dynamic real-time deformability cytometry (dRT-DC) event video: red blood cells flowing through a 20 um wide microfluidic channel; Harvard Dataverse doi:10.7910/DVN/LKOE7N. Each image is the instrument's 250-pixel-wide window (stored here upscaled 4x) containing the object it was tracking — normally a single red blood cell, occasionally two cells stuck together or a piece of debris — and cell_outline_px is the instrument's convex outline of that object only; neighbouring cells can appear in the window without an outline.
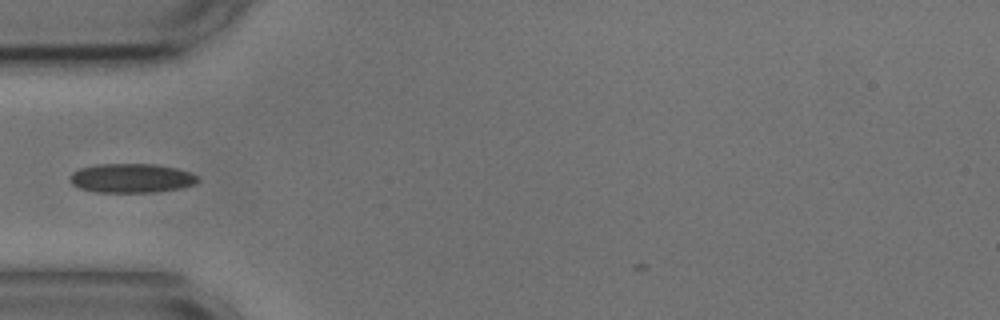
{"species": "common noctule bat (a hibernating species)", "species_latin": "Nyctalus noctula", "temperature_condition": "cold", "stored_images_in_passage": 7, "camera_frame_rate_fps": 3000, "um_per_image_px": 0.085, "animal": {"sex": "male", "body_mass_g": 17.9, "forearm_length_mm": 54.2}, "frame": {"image": 1, "passage_image": 4, "time_ms": 1.0, "image_size_px": [1000, 320], "cell_outline_px": [[200, 180], [196, 184], [180, 188], [152, 192], [96, 192], [80, 188], [72, 184], [68, 180], [68, 176], [72, 172], [80, 168], [96, 164], [156, 164], [176, 168], [200, 176]], "centroid_in_image_um": [11.16, 15.14], "position_along_channel_um": 73.8, "area_um2": 21.91}}